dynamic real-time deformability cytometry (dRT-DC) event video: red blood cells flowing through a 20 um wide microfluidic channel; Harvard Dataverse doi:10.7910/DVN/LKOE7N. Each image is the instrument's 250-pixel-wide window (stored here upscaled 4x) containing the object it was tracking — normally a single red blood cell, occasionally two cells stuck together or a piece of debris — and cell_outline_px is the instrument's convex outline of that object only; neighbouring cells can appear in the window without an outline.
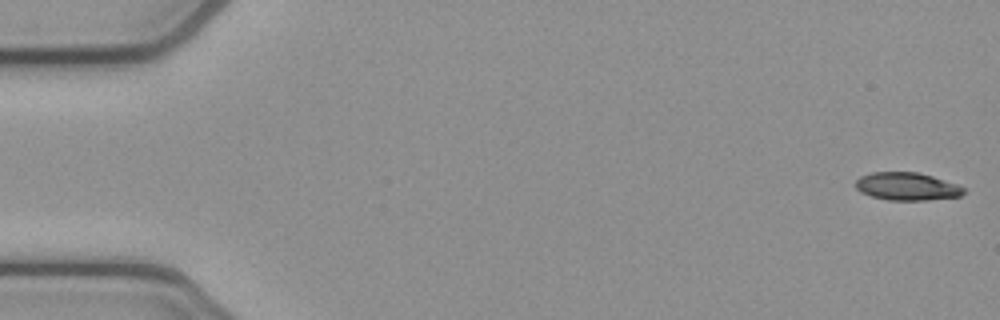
{"species": "common noctule bat (a hibernating species)", "species_latin": "Nyctalus noctula", "temperature_condition": "cold", "stored_images_in_passage": 4, "camera_frame_rate_fps": 3000, "um_per_image_px": 0.085, "animal": {"sex": "female", "body_mass_g": 21.9}, "frame": {"image": 1, "passage_image": 1, "time_ms": 0.0, "image_size_px": [1000, 320], "cell_outline_px": [[964, 192], [960, 196], [924, 200], [888, 200], [872, 196], [860, 192], [856, 188], [856, 180], [860, 176], [872, 172], [920, 172], [956, 184], [964, 188]], "centroid_in_image_um": [77.06, 15.84], "position_along_channel_um": 7.9, "area_um2": 17.4}}
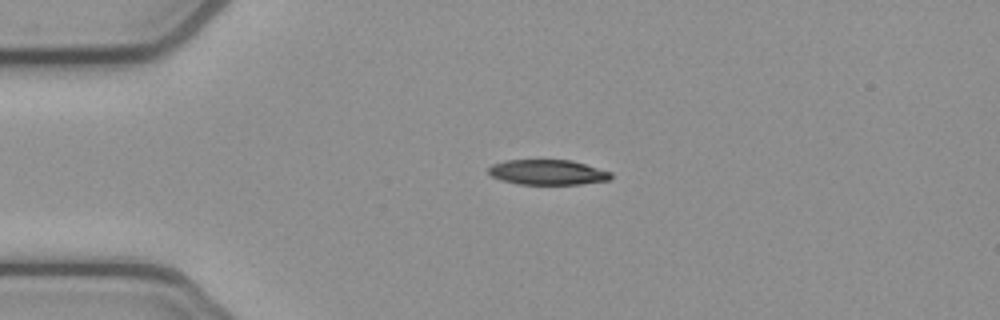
{"frame": {"image": 2, "passage_image": 4, "time_ms": 1.0, "image_size_px": [1000, 320], "cell_outline_px": [[612, 176], [608, 180], [580, 184], [520, 184], [500, 180], [492, 176], [488, 172], [488, 168], [492, 164], [504, 160], [572, 160], [612, 172]], "centroid_in_image_um": [46.53, 14.64], "position_along_channel_um": 38.5, "area_um2": 17.92}}